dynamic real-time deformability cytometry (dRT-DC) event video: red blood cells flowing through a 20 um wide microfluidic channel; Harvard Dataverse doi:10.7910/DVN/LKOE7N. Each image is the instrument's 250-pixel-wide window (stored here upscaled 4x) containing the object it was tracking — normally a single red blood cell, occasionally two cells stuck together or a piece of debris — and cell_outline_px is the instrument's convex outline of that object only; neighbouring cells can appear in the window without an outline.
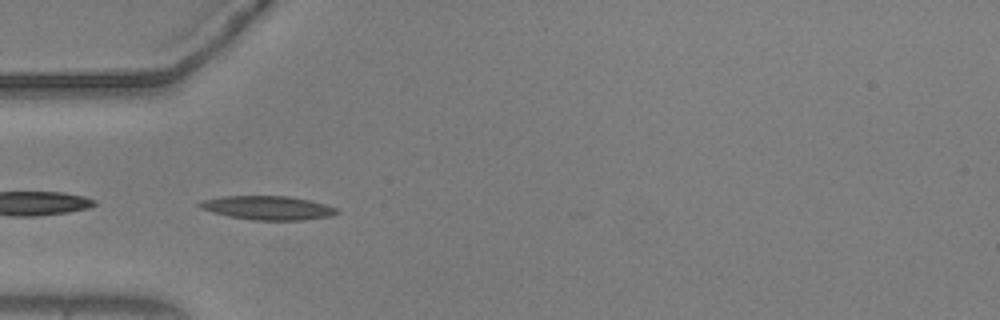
{"species": "common noctule bat (a hibernating species)", "species_latin": "Nyctalus noctula", "temperature_condition": "warm", "stored_images_in_passage": 15, "camera_frame_rate_fps": 3000, "um_per_image_px": 0.085, "animal": {"sex": "male", "body_mass_g": 20.5, "forearm_length_mm": 52.5}, "frame": {"image": 1, "passage_image": 1, "time_ms": 0.0, "image_size_px": [1000, 320], "cell_outline_px": [[340, 212], [332, 216], [304, 220], [252, 220], [228, 216], [212, 212], [200, 208], [196, 204], [204, 200], [220, 196], [288, 196], [308, 200], [324, 204], [336, 208]], "centroid_in_image_um": [22.75, 17.67], "position_along_channel_um": 62.3, "area_um2": 19.07}}
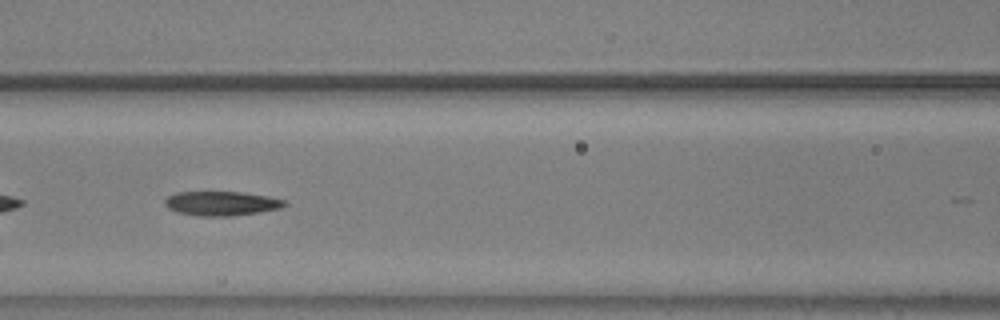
{"frame": {"image": 2, "passage_image": 8, "time_ms": 2.333, "image_size_px": [1000, 320], "cell_outline_px": [[288, 204], [280, 208], [260, 212], [232, 216], [200, 216], [176, 212], [168, 208], [164, 204], [164, 200], [168, 196], [176, 192], [240, 192], [268, 196], [284, 200]], "centroid_in_image_um": [18.8, 17.29], "position_along_channel_um": 147.8, "area_um2": 16.99}}